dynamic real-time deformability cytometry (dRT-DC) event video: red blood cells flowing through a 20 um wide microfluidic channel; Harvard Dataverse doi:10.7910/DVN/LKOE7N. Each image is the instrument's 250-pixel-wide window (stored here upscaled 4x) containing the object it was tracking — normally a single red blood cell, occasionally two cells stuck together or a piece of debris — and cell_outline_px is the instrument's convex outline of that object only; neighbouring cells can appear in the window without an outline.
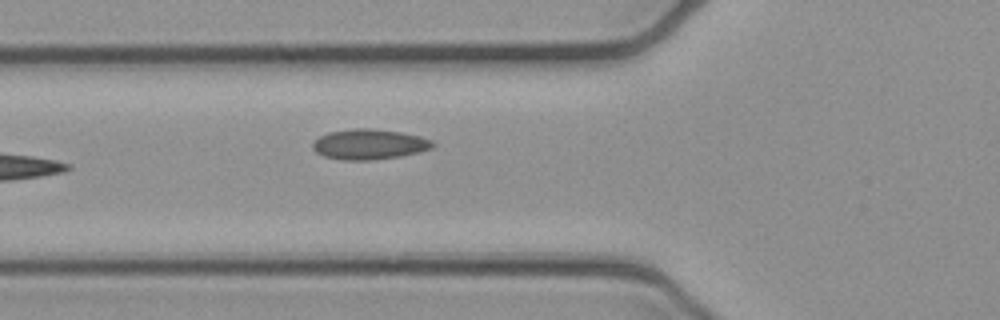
{"species": "common noctule bat (a hibernating species)", "species_latin": "Nyctalus noctula", "temperature_condition": "cold", "stored_images_in_passage": 5, "camera_frame_rate_fps": 3000, "um_per_image_px": 0.085, "animal": {"sex": "female", "body_mass_g": 21.9}, "frame": {"image": 1, "passage_image": 5, "time_ms": 1.333, "image_size_px": [1000, 320], "cell_outline_px": [[436, 144], [432, 148], [420, 152], [400, 156], [372, 160], [344, 160], [324, 156], [316, 152], [312, 148], [312, 144], [320, 136], [328, 132], [352, 128], [372, 128], [400, 132], [420, 136], [432, 140]], "centroid_in_image_um": [31.4, 12.26], "position_along_channel_um": 94.4, "area_um2": 21.27}}